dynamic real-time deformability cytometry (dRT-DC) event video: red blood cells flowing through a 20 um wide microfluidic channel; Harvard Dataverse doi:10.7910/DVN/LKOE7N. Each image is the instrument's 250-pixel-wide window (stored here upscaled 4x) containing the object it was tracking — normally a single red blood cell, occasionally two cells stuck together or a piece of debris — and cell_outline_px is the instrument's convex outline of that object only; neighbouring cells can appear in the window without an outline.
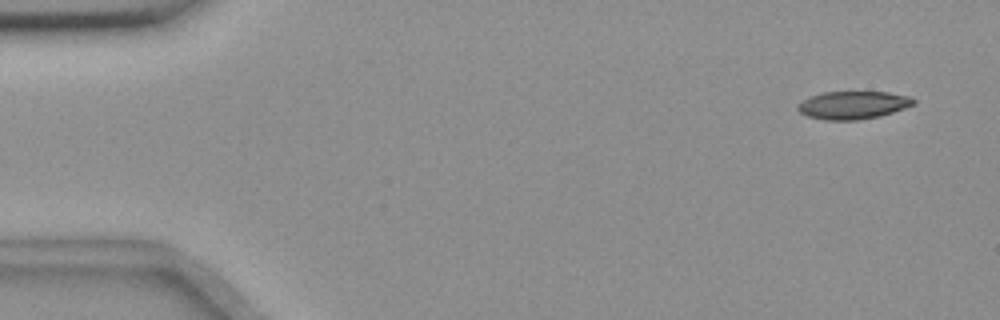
{"species": "common noctule bat (a hibernating species)", "species_latin": "Nyctalus noctula", "temperature_condition": "room temperature", "stored_images_in_passage": 12, "camera_frame_rate_fps": 3000, "um_per_image_px": 0.085, "animal": {"sex": "female", "body_mass_g": 18.4}, "frame": {"image": 1, "passage_image": 1, "time_ms": 0.0, "image_size_px": [1000, 320], "cell_outline_px": [[916, 104], [880, 116], [856, 120], [824, 120], [808, 116], [800, 112], [796, 108], [796, 104], [812, 96], [824, 92], [888, 92], [912, 96], [916, 100]], "centroid_in_image_um": [72.54, 8.93], "position_along_channel_um": 12.5, "area_um2": 18.84}}